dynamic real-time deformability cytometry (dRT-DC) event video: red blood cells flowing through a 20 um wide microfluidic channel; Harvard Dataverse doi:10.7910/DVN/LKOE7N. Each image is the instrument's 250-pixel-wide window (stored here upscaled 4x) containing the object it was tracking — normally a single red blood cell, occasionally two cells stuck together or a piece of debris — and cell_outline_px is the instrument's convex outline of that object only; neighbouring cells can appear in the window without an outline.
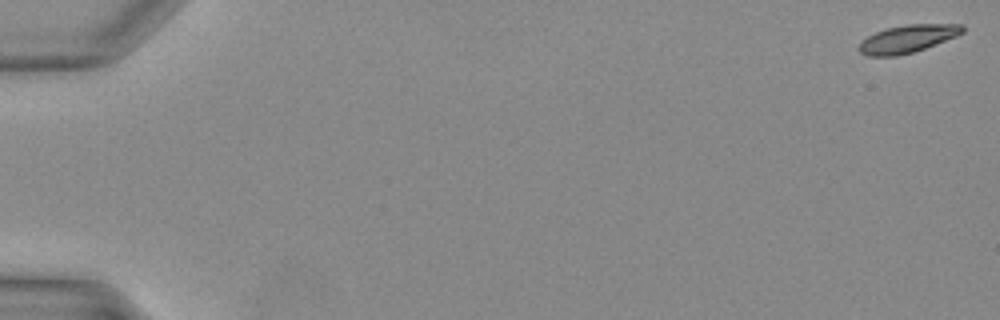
{"species": "Egyptian fruit bat (a non-hibernating species)", "species_latin": "Rousettus aegyptiacus", "temperature_condition": "warm", "stored_images_in_passage": 40, "camera_frame_rate_fps": 3000, "um_per_image_px": 0.085, "animal": {"sex": "female"}, "frame": {"image": 1, "passage_image": 1, "time_ms": 0.0, "image_size_px": [1000, 320], "cell_outline_px": [[964, 32], [956, 36], [924, 48], [912, 52], [896, 56], [868, 56], [860, 52], [856, 48], [868, 36], [876, 32], [888, 28], [908, 24], [960, 24], [964, 28]], "centroid_in_image_um": [77.13, 3.3], "position_along_channel_um": 7.9, "area_um2": 16.42}}
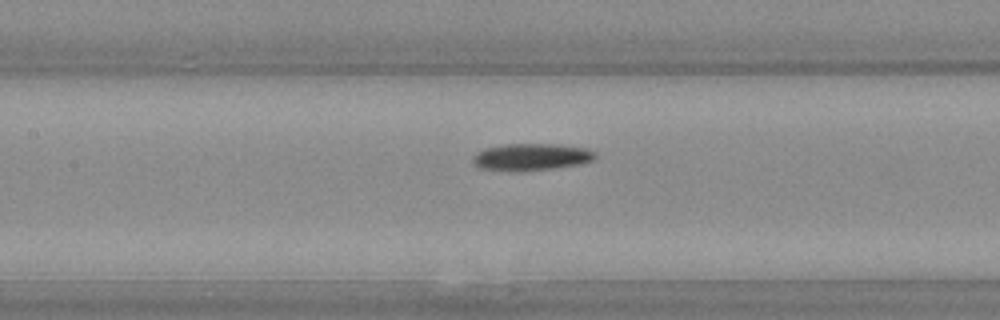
{"frame": {"image": 2, "passage_image": 20, "time_ms": 6.333, "image_size_px": [1000, 320], "cell_outline_px": [[596, 156], [592, 160], [576, 164], [552, 168], [516, 172], [480, 168], [472, 160], [476, 152], [484, 148], [504, 144], [556, 144], [584, 148], [596, 152]], "centroid_in_image_um": [45.11, 13.34], "position_along_channel_um": 162.3, "area_um2": 19.07}}
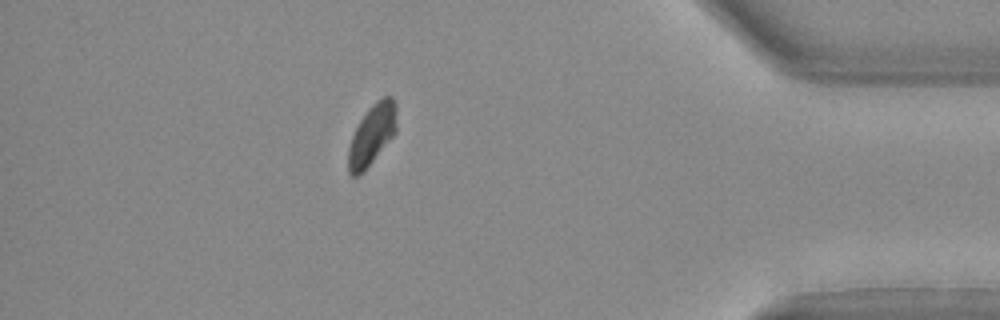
{"frame": {"image": 3, "passage_image": 36, "time_ms": 11.667, "image_size_px": [1000, 320], "cell_outline_px": [[396, 132], [364, 172], [360, 176], [352, 176], [348, 172], [348, 148], [352, 136], [360, 120], [368, 108], [376, 100], [384, 96], [392, 96], [396, 104]], "centroid_in_image_um": [31.61, 11.46], "position_along_channel_um": 403.6, "area_um2": 17.17}}